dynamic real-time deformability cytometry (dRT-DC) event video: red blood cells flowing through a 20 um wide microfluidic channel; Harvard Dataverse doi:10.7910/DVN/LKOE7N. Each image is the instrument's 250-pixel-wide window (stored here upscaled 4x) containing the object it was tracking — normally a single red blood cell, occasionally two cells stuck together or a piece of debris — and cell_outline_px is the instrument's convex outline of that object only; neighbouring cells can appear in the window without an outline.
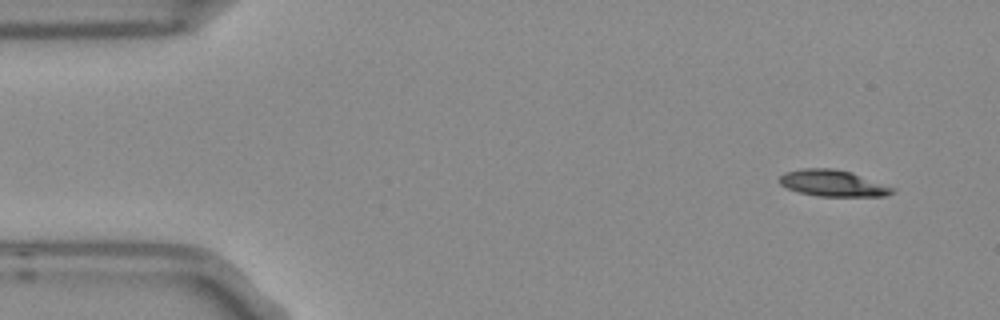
{"species": "Egyptian fruit bat (a non-hibernating species)", "species_latin": "Rousettus aegyptiacus", "temperature_condition": "room temperature", "stored_images_in_passage": 3, "camera_frame_rate_fps": 3000, "um_per_image_px": 0.085, "frame": {"image": 1, "passage_image": 1, "time_ms": 0.0, "image_size_px": [1000, 320], "cell_outline_px": [[896, 192], [884, 196], [816, 196], [800, 192], [788, 188], [780, 184], [776, 180], [784, 172], [800, 168], [832, 168], [852, 172], [896, 188]], "centroid_in_image_um": [70.79, 15.56], "position_along_channel_um": 14.2, "area_um2": 17.57}}
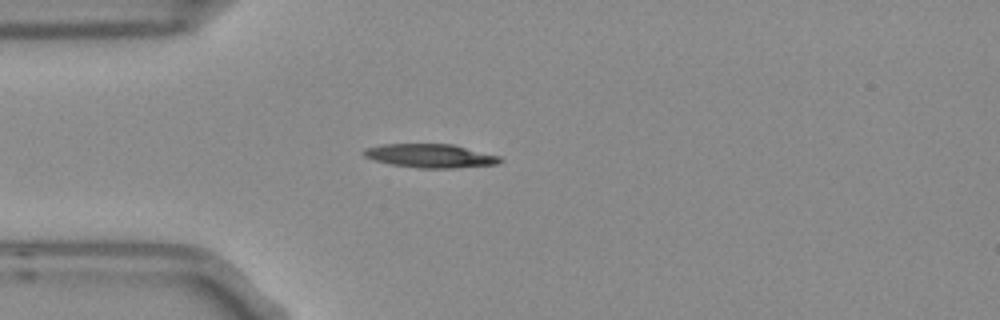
{"frame": {"image": 2, "passage_image": 3, "time_ms": 0.667, "image_size_px": [1000, 320], "cell_outline_px": [[504, 160], [496, 164], [456, 168], [416, 168], [392, 164], [372, 160], [364, 156], [360, 152], [364, 148], [380, 144], [452, 144], [500, 156]], "centroid_in_image_um": [36.53, 13.24], "position_along_channel_um": 48.5, "area_um2": 18.96}}